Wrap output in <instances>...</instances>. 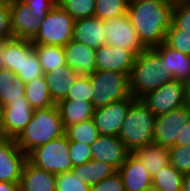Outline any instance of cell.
I'll return each instance as SVG.
<instances>
[{
  "instance_id": "1",
  "label": "cell",
  "mask_w": 190,
  "mask_h": 191,
  "mask_svg": "<svg viewBox=\"0 0 190 191\" xmlns=\"http://www.w3.org/2000/svg\"><path fill=\"white\" fill-rule=\"evenodd\" d=\"M174 5L175 0H129L127 15L146 49L165 42Z\"/></svg>"
},
{
  "instance_id": "2",
  "label": "cell",
  "mask_w": 190,
  "mask_h": 191,
  "mask_svg": "<svg viewBox=\"0 0 190 191\" xmlns=\"http://www.w3.org/2000/svg\"><path fill=\"white\" fill-rule=\"evenodd\" d=\"M129 80L131 96L140 99L146 93L175 79L161 56L152 48L136 56Z\"/></svg>"
},
{
  "instance_id": "3",
  "label": "cell",
  "mask_w": 190,
  "mask_h": 191,
  "mask_svg": "<svg viewBox=\"0 0 190 191\" xmlns=\"http://www.w3.org/2000/svg\"><path fill=\"white\" fill-rule=\"evenodd\" d=\"M65 134V128L57 105L34 110L30 122L15 139L19 148L29 154L37 146Z\"/></svg>"
},
{
  "instance_id": "4",
  "label": "cell",
  "mask_w": 190,
  "mask_h": 191,
  "mask_svg": "<svg viewBox=\"0 0 190 191\" xmlns=\"http://www.w3.org/2000/svg\"><path fill=\"white\" fill-rule=\"evenodd\" d=\"M156 115L140 100L135 99L126 114L119 139L133 152L153 143Z\"/></svg>"
},
{
  "instance_id": "5",
  "label": "cell",
  "mask_w": 190,
  "mask_h": 191,
  "mask_svg": "<svg viewBox=\"0 0 190 191\" xmlns=\"http://www.w3.org/2000/svg\"><path fill=\"white\" fill-rule=\"evenodd\" d=\"M94 108L131 97L129 75L122 72L95 70L89 74Z\"/></svg>"
},
{
  "instance_id": "6",
  "label": "cell",
  "mask_w": 190,
  "mask_h": 191,
  "mask_svg": "<svg viewBox=\"0 0 190 191\" xmlns=\"http://www.w3.org/2000/svg\"><path fill=\"white\" fill-rule=\"evenodd\" d=\"M28 160L38 168L60 174L73 168L69 157V140L63 136L37 146L28 154Z\"/></svg>"
},
{
  "instance_id": "7",
  "label": "cell",
  "mask_w": 190,
  "mask_h": 191,
  "mask_svg": "<svg viewBox=\"0 0 190 191\" xmlns=\"http://www.w3.org/2000/svg\"><path fill=\"white\" fill-rule=\"evenodd\" d=\"M74 22V18L64 9L59 5L55 6L44 17L32 44L66 46L73 40Z\"/></svg>"
},
{
  "instance_id": "8",
  "label": "cell",
  "mask_w": 190,
  "mask_h": 191,
  "mask_svg": "<svg viewBox=\"0 0 190 191\" xmlns=\"http://www.w3.org/2000/svg\"><path fill=\"white\" fill-rule=\"evenodd\" d=\"M140 100L156 115L186 105L185 82L174 80L146 93Z\"/></svg>"
},
{
  "instance_id": "9",
  "label": "cell",
  "mask_w": 190,
  "mask_h": 191,
  "mask_svg": "<svg viewBox=\"0 0 190 191\" xmlns=\"http://www.w3.org/2000/svg\"><path fill=\"white\" fill-rule=\"evenodd\" d=\"M190 118V109L185 105L156 116L153 143L162 147L175 146L181 141V132Z\"/></svg>"
},
{
  "instance_id": "10",
  "label": "cell",
  "mask_w": 190,
  "mask_h": 191,
  "mask_svg": "<svg viewBox=\"0 0 190 191\" xmlns=\"http://www.w3.org/2000/svg\"><path fill=\"white\" fill-rule=\"evenodd\" d=\"M34 109L27 99H16L0 108V137L16 139L30 122Z\"/></svg>"
},
{
  "instance_id": "11",
  "label": "cell",
  "mask_w": 190,
  "mask_h": 191,
  "mask_svg": "<svg viewBox=\"0 0 190 191\" xmlns=\"http://www.w3.org/2000/svg\"><path fill=\"white\" fill-rule=\"evenodd\" d=\"M104 23L107 45L133 51L136 55L146 50L127 14L114 19L104 20Z\"/></svg>"
},
{
  "instance_id": "12",
  "label": "cell",
  "mask_w": 190,
  "mask_h": 191,
  "mask_svg": "<svg viewBox=\"0 0 190 191\" xmlns=\"http://www.w3.org/2000/svg\"><path fill=\"white\" fill-rule=\"evenodd\" d=\"M134 97L112 102L96 108L92 119L101 135L118 136Z\"/></svg>"
},
{
  "instance_id": "13",
  "label": "cell",
  "mask_w": 190,
  "mask_h": 191,
  "mask_svg": "<svg viewBox=\"0 0 190 191\" xmlns=\"http://www.w3.org/2000/svg\"><path fill=\"white\" fill-rule=\"evenodd\" d=\"M27 160L15 139L0 137V181L19 183Z\"/></svg>"
},
{
  "instance_id": "14",
  "label": "cell",
  "mask_w": 190,
  "mask_h": 191,
  "mask_svg": "<svg viewBox=\"0 0 190 191\" xmlns=\"http://www.w3.org/2000/svg\"><path fill=\"white\" fill-rule=\"evenodd\" d=\"M12 38L33 40L44 18L30 13L28 5L21 0H9Z\"/></svg>"
},
{
  "instance_id": "15",
  "label": "cell",
  "mask_w": 190,
  "mask_h": 191,
  "mask_svg": "<svg viewBox=\"0 0 190 191\" xmlns=\"http://www.w3.org/2000/svg\"><path fill=\"white\" fill-rule=\"evenodd\" d=\"M92 159L105 162L117 171L125 162L131 151L124 145L118 136L99 135L90 145Z\"/></svg>"
},
{
  "instance_id": "16",
  "label": "cell",
  "mask_w": 190,
  "mask_h": 191,
  "mask_svg": "<svg viewBox=\"0 0 190 191\" xmlns=\"http://www.w3.org/2000/svg\"><path fill=\"white\" fill-rule=\"evenodd\" d=\"M136 56L133 51L105 44L96 49V70L122 72L130 76Z\"/></svg>"
},
{
  "instance_id": "17",
  "label": "cell",
  "mask_w": 190,
  "mask_h": 191,
  "mask_svg": "<svg viewBox=\"0 0 190 191\" xmlns=\"http://www.w3.org/2000/svg\"><path fill=\"white\" fill-rule=\"evenodd\" d=\"M118 172L122 177L125 191H143L152 185V176L133 152Z\"/></svg>"
},
{
  "instance_id": "18",
  "label": "cell",
  "mask_w": 190,
  "mask_h": 191,
  "mask_svg": "<svg viewBox=\"0 0 190 191\" xmlns=\"http://www.w3.org/2000/svg\"><path fill=\"white\" fill-rule=\"evenodd\" d=\"M66 64L80 75H89L96 70V49L71 40L64 46Z\"/></svg>"
},
{
  "instance_id": "19",
  "label": "cell",
  "mask_w": 190,
  "mask_h": 191,
  "mask_svg": "<svg viewBox=\"0 0 190 191\" xmlns=\"http://www.w3.org/2000/svg\"><path fill=\"white\" fill-rule=\"evenodd\" d=\"M73 40L98 49L106 44L104 20L92 17L79 19L74 22Z\"/></svg>"
},
{
  "instance_id": "20",
  "label": "cell",
  "mask_w": 190,
  "mask_h": 191,
  "mask_svg": "<svg viewBox=\"0 0 190 191\" xmlns=\"http://www.w3.org/2000/svg\"><path fill=\"white\" fill-rule=\"evenodd\" d=\"M33 48L31 40L11 38L0 44V70L9 69L15 75L21 70L22 55Z\"/></svg>"
},
{
  "instance_id": "21",
  "label": "cell",
  "mask_w": 190,
  "mask_h": 191,
  "mask_svg": "<svg viewBox=\"0 0 190 191\" xmlns=\"http://www.w3.org/2000/svg\"><path fill=\"white\" fill-rule=\"evenodd\" d=\"M56 175L26 161L20 179V191H56Z\"/></svg>"
},
{
  "instance_id": "22",
  "label": "cell",
  "mask_w": 190,
  "mask_h": 191,
  "mask_svg": "<svg viewBox=\"0 0 190 191\" xmlns=\"http://www.w3.org/2000/svg\"><path fill=\"white\" fill-rule=\"evenodd\" d=\"M80 74L68 66H60L44 73L50 96L55 104L66 98L68 91Z\"/></svg>"
},
{
  "instance_id": "23",
  "label": "cell",
  "mask_w": 190,
  "mask_h": 191,
  "mask_svg": "<svg viewBox=\"0 0 190 191\" xmlns=\"http://www.w3.org/2000/svg\"><path fill=\"white\" fill-rule=\"evenodd\" d=\"M177 81L190 80V56L168 47L165 43L153 48Z\"/></svg>"
},
{
  "instance_id": "24",
  "label": "cell",
  "mask_w": 190,
  "mask_h": 191,
  "mask_svg": "<svg viewBox=\"0 0 190 191\" xmlns=\"http://www.w3.org/2000/svg\"><path fill=\"white\" fill-rule=\"evenodd\" d=\"M56 105L59 109L64 128L91 119L95 110L92 102L79 100L63 99Z\"/></svg>"
},
{
  "instance_id": "25",
  "label": "cell",
  "mask_w": 190,
  "mask_h": 191,
  "mask_svg": "<svg viewBox=\"0 0 190 191\" xmlns=\"http://www.w3.org/2000/svg\"><path fill=\"white\" fill-rule=\"evenodd\" d=\"M133 153L139 158L151 176L170 163L168 148L154 143L139 147Z\"/></svg>"
},
{
  "instance_id": "26",
  "label": "cell",
  "mask_w": 190,
  "mask_h": 191,
  "mask_svg": "<svg viewBox=\"0 0 190 191\" xmlns=\"http://www.w3.org/2000/svg\"><path fill=\"white\" fill-rule=\"evenodd\" d=\"M71 171L74 175H78L83 183L89 186H92L117 172L113 166L94 159L73 167Z\"/></svg>"
},
{
  "instance_id": "27",
  "label": "cell",
  "mask_w": 190,
  "mask_h": 191,
  "mask_svg": "<svg viewBox=\"0 0 190 191\" xmlns=\"http://www.w3.org/2000/svg\"><path fill=\"white\" fill-rule=\"evenodd\" d=\"M16 99H26L25 83L11 70H0V108Z\"/></svg>"
},
{
  "instance_id": "28",
  "label": "cell",
  "mask_w": 190,
  "mask_h": 191,
  "mask_svg": "<svg viewBox=\"0 0 190 191\" xmlns=\"http://www.w3.org/2000/svg\"><path fill=\"white\" fill-rule=\"evenodd\" d=\"M25 98L34 110L56 105L50 96L43 76L25 84Z\"/></svg>"
},
{
  "instance_id": "29",
  "label": "cell",
  "mask_w": 190,
  "mask_h": 191,
  "mask_svg": "<svg viewBox=\"0 0 190 191\" xmlns=\"http://www.w3.org/2000/svg\"><path fill=\"white\" fill-rule=\"evenodd\" d=\"M38 60L44 73L60 67L67 66L64 47L44 44H33Z\"/></svg>"
},
{
  "instance_id": "30",
  "label": "cell",
  "mask_w": 190,
  "mask_h": 191,
  "mask_svg": "<svg viewBox=\"0 0 190 191\" xmlns=\"http://www.w3.org/2000/svg\"><path fill=\"white\" fill-rule=\"evenodd\" d=\"M184 174L168 164L152 176V185L163 191H181Z\"/></svg>"
},
{
  "instance_id": "31",
  "label": "cell",
  "mask_w": 190,
  "mask_h": 191,
  "mask_svg": "<svg viewBox=\"0 0 190 191\" xmlns=\"http://www.w3.org/2000/svg\"><path fill=\"white\" fill-rule=\"evenodd\" d=\"M65 135L69 141H78L91 145L99 137V131L96 128L93 119L72 124L65 128Z\"/></svg>"
},
{
  "instance_id": "32",
  "label": "cell",
  "mask_w": 190,
  "mask_h": 191,
  "mask_svg": "<svg viewBox=\"0 0 190 191\" xmlns=\"http://www.w3.org/2000/svg\"><path fill=\"white\" fill-rule=\"evenodd\" d=\"M129 0H96L95 17L102 20H110L128 11Z\"/></svg>"
},
{
  "instance_id": "33",
  "label": "cell",
  "mask_w": 190,
  "mask_h": 191,
  "mask_svg": "<svg viewBox=\"0 0 190 191\" xmlns=\"http://www.w3.org/2000/svg\"><path fill=\"white\" fill-rule=\"evenodd\" d=\"M42 76H44V72L33 47L27 55H22L21 70L16 74V77L26 84Z\"/></svg>"
},
{
  "instance_id": "34",
  "label": "cell",
  "mask_w": 190,
  "mask_h": 191,
  "mask_svg": "<svg viewBox=\"0 0 190 191\" xmlns=\"http://www.w3.org/2000/svg\"><path fill=\"white\" fill-rule=\"evenodd\" d=\"M96 0H60L59 6L74 20L95 17Z\"/></svg>"
},
{
  "instance_id": "35",
  "label": "cell",
  "mask_w": 190,
  "mask_h": 191,
  "mask_svg": "<svg viewBox=\"0 0 190 191\" xmlns=\"http://www.w3.org/2000/svg\"><path fill=\"white\" fill-rule=\"evenodd\" d=\"M92 86L89 75H79L65 99L92 102Z\"/></svg>"
},
{
  "instance_id": "36",
  "label": "cell",
  "mask_w": 190,
  "mask_h": 191,
  "mask_svg": "<svg viewBox=\"0 0 190 191\" xmlns=\"http://www.w3.org/2000/svg\"><path fill=\"white\" fill-rule=\"evenodd\" d=\"M168 47L190 56V32L171 26L164 42Z\"/></svg>"
},
{
  "instance_id": "37",
  "label": "cell",
  "mask_w": 190,
  "mask_h": 191,
  "mask_svg": "<svg viewBox=\"0 0 190 191\" xmlns=\"http://www.w3.org/2000/svg\"><path fill=\"white\" fill-rule=\"evenodd\" d=\"M169 161L180 173H190V145L168 148Z\"/></svg>"
},
{
  "instance_id": "38",
  "label": "cell",
  "mask_w": 190,
  "mask_h": 191,
  "mask_svg": "<svg viewBox=\"0 0 190 191\" xmlns=\"http://www.w3.org/2000/svg\"><path fill=\"white\" fill-rule=\"evenodd\" d=\"M172 26L190 32V0H175Z\"/></svg>"
},
{
  "instance_id": "39",
  "label": "cell",
  "mask_w": 190,
  "mask_h": 191,
  "mask_svg": "<svg viewBox=\"0 0 190 191\" xmlns=\"http://www.w3.org/2000/svg\"><path fill=\"white\" fill-rule=\"evenodd\" d=\"M55 185L56 191H90V186L83 183L72 171L57 174Z\"/></svg>"
},
{
  "instance_id": "40",
  "label": "cell",
  "mask_w": 190,
  "mask_h": 191,
  "mask_svg": "<svg viewBox=\"0 0 190 191\" xmlns=\"http://www.w3.org/2000/svg\"><path fill=\"white\" fill-rule=\"evenodd\" d=\"M69 157L73 167L92 159L90 145L78 141H69Z\"/></svg>"
},
{
  "instance_id": "41",
  "label": "cell",
  "mask_w": 190,
  "mask_h": 191,
  "mask_svg": "<svg viewBox=\"0 0 190 191\" xmlns=\"http://www.w3.org/2000/svg\"><path fill=\"white\" fill-rule=\"evenodd\" d=\"M12 38L9 0H0V40Z\"/></svg>"
},
{
  "instance_id": "42",
  "label": "cell",
  "mask_w": 190,
  "mask_h": 191,
  "mask_svg": "<svg viewBox=\"0 0 190 191\" xmlns=\"http://www.w3.org/2000/svg\"><path fill=\"white\" fill-rule=\"evenodd\" d=\"M90 191H125L123 180L119 172L90 186Z\"/></svg>"
},
{
  "instance_id": "43",
  "label": "cell",
  "mask_w": 190,
  "mask_h": 191,
  "mask_svg": "<svg viewBox=\"0 0 190 191\" xmlns=\"http://www.w3.org/2000/svg\"><path fill=\"white\" fill-rule=\"evenodd\" d=\"M29 6L30 13L36 17L44 18L56 5L49 0H21Z\"/></svg>"
},
{
  "instance_id": "44",
  "label": "cell",
  "mask_w": 190,
  "mask_h": 191,
  "mask_svg": "<svg viewBox=\"0 0 190 191\" xmlns=\"http://www.w3.org/2000/svg\"><path fill=\"white\" fill-rule=\"evenodd\" d=\"M175 145H178V146L190 145V118L188 119L184 127L182 128L181 141H176Z\"/></svg>"
},
{
  "instance_id": "45",
  "label": "cell",
  "mask_w": 190,
  "mask_h": 191,
  "mask_svg": "<svg viewBox=\"0 0 190 191\" xmlns=\"http://www.w3.org/2000/svg\"><path fill=\"white\" fill-rule=\"evenodd\" d=\"M0 191H20V184L0 181Z\"/></svg>"
},
{
  "instance_id": "46",
  "label": "cell",
  "mask_w": 190,
  "mask_h": 191,
  "mask_svg": "<svg viewBox=\"0 0 190 191\" xmlns=\"http://www.w3.org/2000/svg\"><path fill=\"white\" fill-rule=\"evenodd\" d=\"M181 191H190V173L184 174Z\"/></svg>"
},
{
  "instance_id": "47",
  "label": "cell",
  "mask_w": 190,
  "mask_h": 191,
  "mask_svg": "<svg viewBox=\"0 0 190 191\" xmlns=\"http://www.w3.org/2000/svg\"><path fill=\"white\" fill-rule=\"evenodd\" d=\"M186 106L190 109V80L185 82Z\"/></svg>"
},
{
  "instance_id": "48",
  "label": "cell",
  "mask_w": 190,
  "mask_h": 191,
  "mask_svg": "<svg viewBox=\"0 0 190 191\" xmlns=\"http://www.w3.org/2000/svg\"><path fill=\"white\" fill-rule=\"evenodd\" d=\"M143 191H163V190L151 185V186H149L147 189H145Z\"/></svg>"
},
{
  "instance_id": "49",
  "label": "cell",
  "mask_w": 190,
  "mask_h": 191,
  "mask_svg": "<svg viewBox=\"0 0 190 191\" xmlns=\"http://www.w3.org/2000/svg\"><path fill=\"white\" fill-rule=\"evenodd\" d=\"M49 1H52L56 6H58L60 2V0H49Z\"/></svg>"
}]
</instances>
